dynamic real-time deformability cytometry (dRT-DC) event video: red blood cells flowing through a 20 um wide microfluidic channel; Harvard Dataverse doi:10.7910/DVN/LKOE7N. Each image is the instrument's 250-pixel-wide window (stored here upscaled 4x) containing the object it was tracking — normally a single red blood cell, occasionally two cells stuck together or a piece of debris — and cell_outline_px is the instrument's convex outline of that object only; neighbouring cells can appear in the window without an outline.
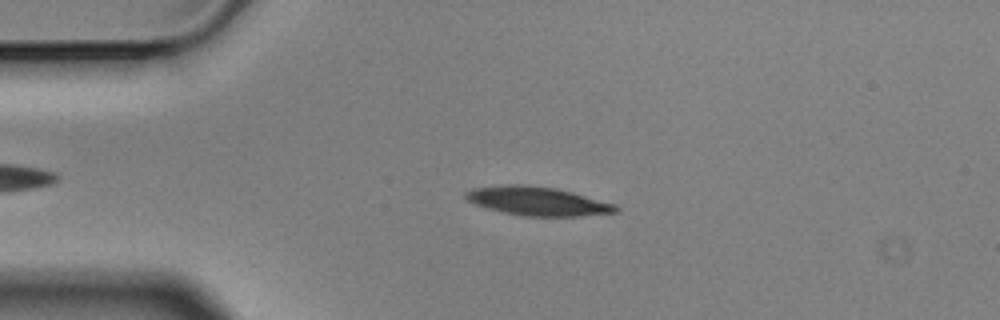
{"species": "Egyptian fruit bat (a non-hibernating species)", "species_latin": "Rousettus aegyptiacus", "temperature_condition": "cold", "stored_images_in_passage": 51, "camera_frame_rate_fps": 3000, "um_per_image_px": 0.085, "animal": {"sex": "male"}, "frame": {"image": 1, "passage_image": 12, "time_ms": 3.667, "image_size_px": [1000, 320], "cell_outline_px": [[620, 212], [580, 216], [520, 216], [500, 212], [476, 204], [468, 200], [464, 196], [464, 192], [472, 188], [508, 184], [516, 184], [556, 188], [572, 192], [616, 204], [620, 208]], "centroid_in_image_um": [45.71, 17.1], "position_along_channel_um": 39.3, "area_um2": 25.26}}
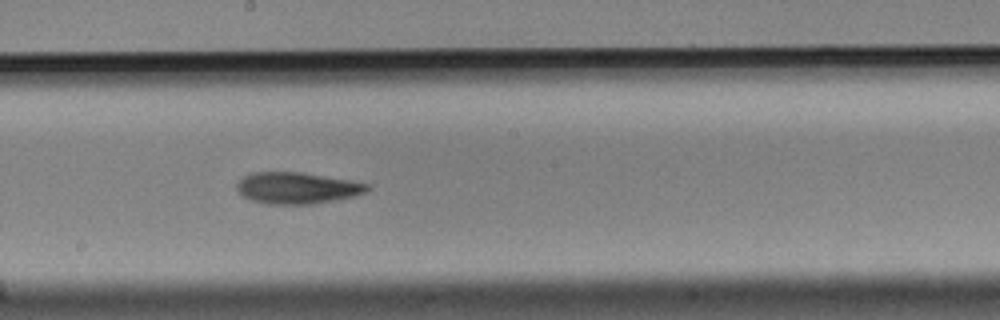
{"frame": {"image": 2, "passage_image": 30, "time_ms": 9.667, "image_size_px": [1000, 320], "cell_outline_px": [[372, 188], [368, 192], [336, 200], [312, 204], [268, 204], [252, 200], [244, 196], [236, 188], [236, 184], [244, 176], [252, 172], [300, 172], [348, 180], [368, 184]], "centroid_in_image_um": [25.26, 15.98], "position_along_channel_um": 222.9, "area_um2": 23.76}}
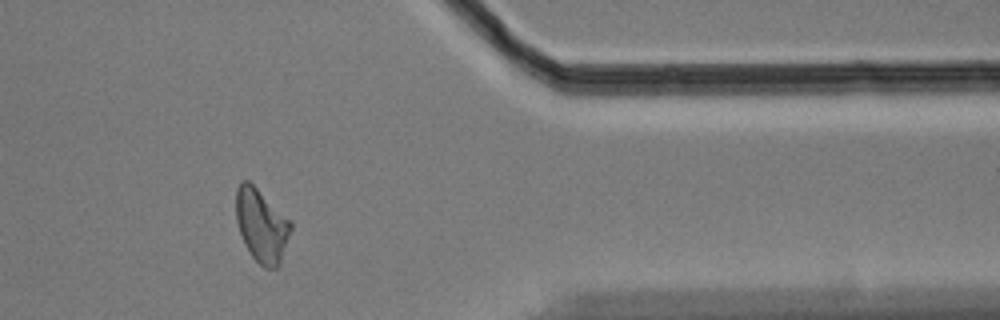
{"frame": {"image": 3, "passage_image": 46, "time_ms": 15.0, "image_size_px": [1000, 320], "cell_outline_px": [[292, 228], [280, 264], [276, 268], [264, 268], [252, 256], [244, 244], [236, 220], [236, 188], [240, 180], [248, 180], [292, 220]], "centroid_in_image_um": [22.24, 19.15], "position_along_channel_um": 389.2, "area_um2": 23.52}, "authors_computed_cell_mechanics": {"area_um2": 23.987, "velocity_mm_per_s": 3.4956, "shape_relaxation_time_tau1_ms": 8.7732, "shape_relaxation_time_tau2_ms": 6.4308, "deformation_change_tau1": 0.1847, "deformation_change_tau2": 0.1594}}